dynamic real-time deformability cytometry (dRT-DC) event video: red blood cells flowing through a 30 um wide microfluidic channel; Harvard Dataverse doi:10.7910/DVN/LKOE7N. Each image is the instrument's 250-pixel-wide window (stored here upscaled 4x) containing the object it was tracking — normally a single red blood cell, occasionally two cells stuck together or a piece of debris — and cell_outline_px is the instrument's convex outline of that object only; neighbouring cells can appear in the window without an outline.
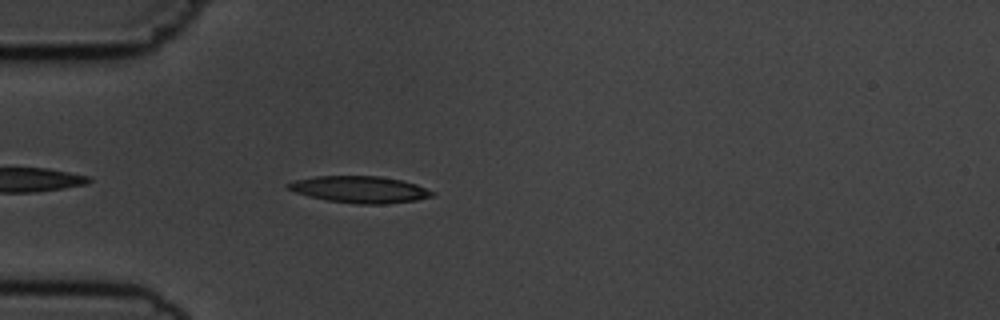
{"species": "common noctule bat (a hibernating species)", "species_latin": "Nyctalus noctula", "temperature_condition": "cold", "stored_images_in_passage": 4, "camera_frame_rate_fps": 3000, "um_per_image_px": 0.085, "animal": {"sex": "male", "body_mass_g": 19.5, "forearm_length_mm": 54.6}, "frame": {"image": 1, "passage_image": 4, "time_ms": 4.333, "image_size_px": [1000, 320], "cell_outline_px": [[436, 196], [416, 200], [384, 204], [356, 204], [328, 200], [308, 196], [284, 188], [284, 184], [296, 180], [316, 176], [380, 176], [400, 180], [416, 184], [436, 192]], "centroid_in_image_um": [30.59, 16.1], "position_along_channel_um": 54.4, "area_um2": 22.54}}